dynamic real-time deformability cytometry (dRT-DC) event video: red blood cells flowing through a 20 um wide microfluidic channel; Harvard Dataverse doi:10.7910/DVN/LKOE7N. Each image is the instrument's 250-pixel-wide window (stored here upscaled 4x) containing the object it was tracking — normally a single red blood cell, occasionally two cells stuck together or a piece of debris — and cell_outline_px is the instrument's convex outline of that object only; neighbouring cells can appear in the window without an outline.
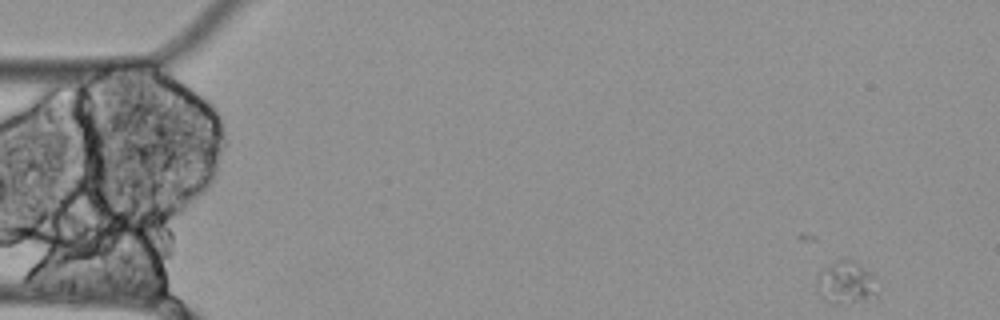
{"species": "Egyptian fruit bat (a non-hibernating species)", "species_latin": "Rousettus aegyptiacus", "temperature_condition": "cold", "stored_images_in_passage": 22, "camera_frame_rate_fps": 3000, "um_per_image_px": 0.085, "animal": {"sex": "female"}, "frame": {"image": 1, "passage_image": 1, "time_ms": 0.0, "image_size_px": [1000, 320], "cell_outline_px": [[876, 296], [864, 300], [840, 304], [832, 304], [824, 300], [816, 292], [816, 280], [820, 272], [824, 268], [840, 260], [852, 260], [868, 272], [872, 276], [876, 292]], "centroid_in_image_um": [71.82, 24.07], "position_along_channel_um": 13.2, "area_um2": 14.62}}
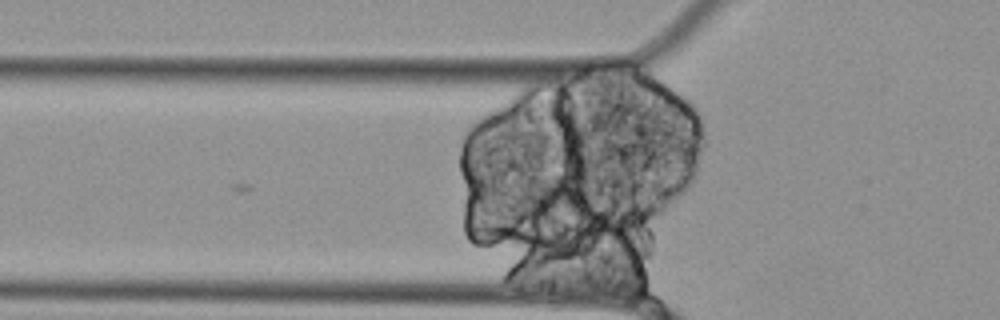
{"frame": {"image": 2, "passage_image": 16, "time_ms": 5.0, "image_size_px": [1000, 320], "cell_outline_px": [[580, 192], [564, 208], [532, 216], [528, 216], [520, 196], [532, 176], [560, 176]], "centroid_in_image_um": [46.5, 16.55], "position_along_channel_um": 79.3, "area_um2": 11.96}}
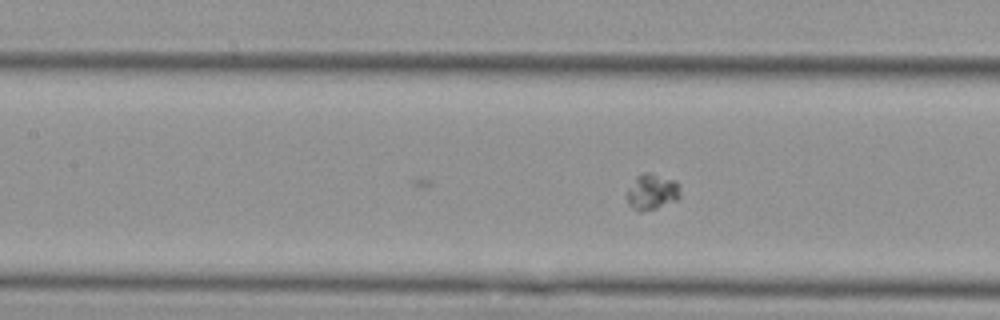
{"frame": {"image": 3, "passage_image": 22, "time_ms": 7.0, "image_size_px": [1000, 320], "cell_outline_px": [[680, 200], [656, 208], [640, 212], [632, 208], [628, 204], [628, 192], [636, 176], [644, 172], [648, 172], [676, 180], [680, 184]], "centroid_in_image_um": [55.48, 16.31], "position_along_channel_um": 151.9, "area_um2": 11.21}}